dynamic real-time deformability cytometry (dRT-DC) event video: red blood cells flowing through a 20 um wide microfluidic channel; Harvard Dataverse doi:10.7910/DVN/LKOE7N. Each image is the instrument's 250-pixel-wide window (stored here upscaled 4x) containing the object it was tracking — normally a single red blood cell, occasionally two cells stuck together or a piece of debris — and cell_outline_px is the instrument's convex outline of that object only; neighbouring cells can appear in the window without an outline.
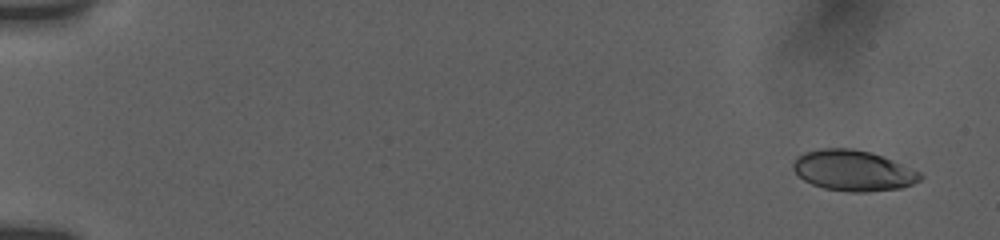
{"species": "human", "species_latin": "Homo sapiens", "temperature_condition": "room temperature", "stored_images_in_passage": 8, "camera_frame_rate_fps": 3000, "um_per_image_px": 0.085, "donor": {"sex": "female"}, "frame": {"image": 1, "passage_image": 1, "time_ms": 0.0, "image_size_px": [1000, 240], "cell_outline_px": [[924, 176], [920, 180], [912, 184], [900, 188], [864, 192], [852, 192], [824, 188], [812, 184], [804, 180], [792, 168], [792, 164], [796, 156], [804, 152], [820, 148], [852, 148], [872, 152], [892, 160], [920, 172]], "centroid_in_image_um": [72.5, 14.48], "position_along_channel_um": 12.5, "area_um2": 30.11}}
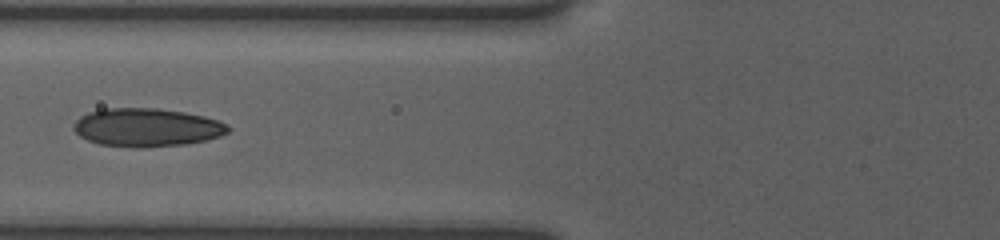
{"frame": {"image": 2, "passage_image": 7, "time_ms": 7.0, "image_size_px": [1000, 240], "cell_outline_px": [[232, 128], [228, 132], [220, 136], [204, 140], [184, 144], [144, 148], [136, 148], [100, 144], [88, 140], [80, 136], [72, 128], [76, 120], [80, 116], [88, 112], [104, 108], [156, 108], [184, 112], [204, 116], [228, 124]], "centroid_in_image_um": [12.47, 10.83], "position_along_channel_um": 113.3, "area_um2": 34.56}}
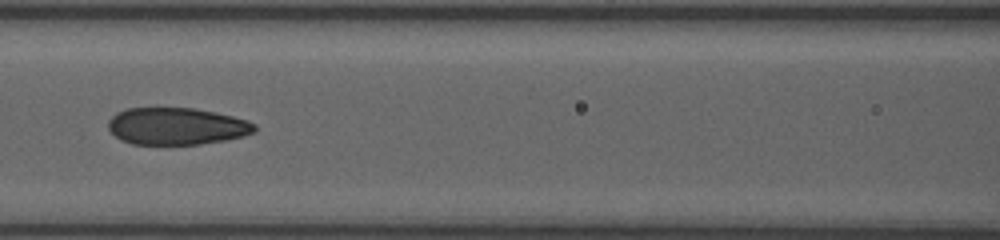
{"frame": {"image": 3, "passage_image": 8, "time_ms": 8.0, "image_size_px": [1000, 240], "cell_outline_px": [[256, 132], [244, 136], [224, 140], [200, 144], [132, 144], [120, 140], [108, 128], [108, 120], [116, 112], [128, 108], [192, 108], [232, 116], [248, 120], [256, 124]], "centroid_in_image_um": [15.01, 10.73], "position_along_channel_um": 151.6, "area_um2": 31.62}}